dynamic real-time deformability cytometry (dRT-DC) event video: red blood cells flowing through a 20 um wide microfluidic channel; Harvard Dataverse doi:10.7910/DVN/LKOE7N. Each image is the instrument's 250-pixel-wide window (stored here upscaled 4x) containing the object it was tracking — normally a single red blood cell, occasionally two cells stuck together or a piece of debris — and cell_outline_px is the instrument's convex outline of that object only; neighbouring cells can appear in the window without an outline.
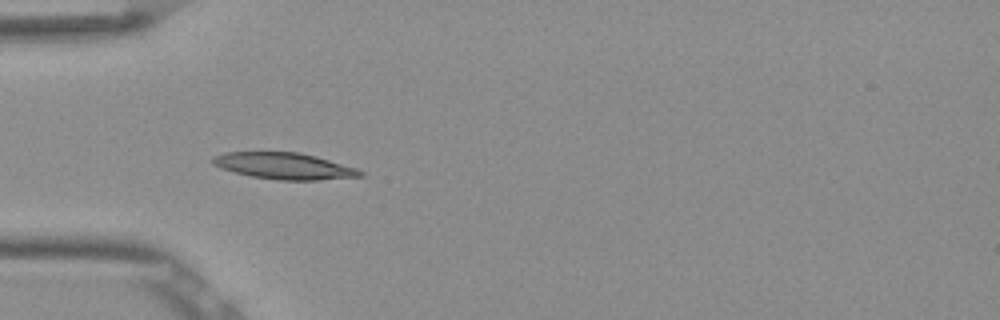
{"species": "Egyptian fruit bat (a non-hibernating species)", "species_latin": "Rousettus aegyptiacus", "temperature_condition": "room temperature", "stored_images_in_passage": 37, "camera_frame_rate_fps": 3000, "um_per_image_px": 0.085, "frame": {"image": 1, "passage_image": 1, "time_ms": 0.0, "image_size_px": [1000, 320], "cell_outline_px": [[364, 176], [316, 180], [276, 180], [252, 176], [236, 172], [212, 164], [212, 156], [224, 152], [300, 152], [316, 156], [356, 168], [364, 172]], "centroid_in_image_um": [24.17, 14.1], "position_along_channel_um": 60.8, "area_um2": 22.6}}
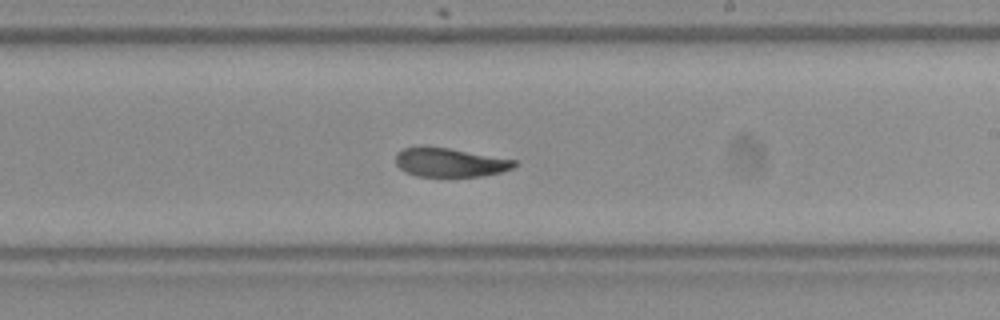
{"frame": {"image": 2, "passage_image": 16, "time_ms": 5.0, "image_size_px": [1000, 320], "cell_outline_px": [[520, 164], [512, 168], [500, 172], [480, 176], [416, 176], [404, 172], [396, 164], [396, 152], [404, 148], [448, 148], [516, 160]], "centroid_in_image_um": [38.26, 13.82], "position_along_channel_um": 250.7, "area_um2": 19.59}}
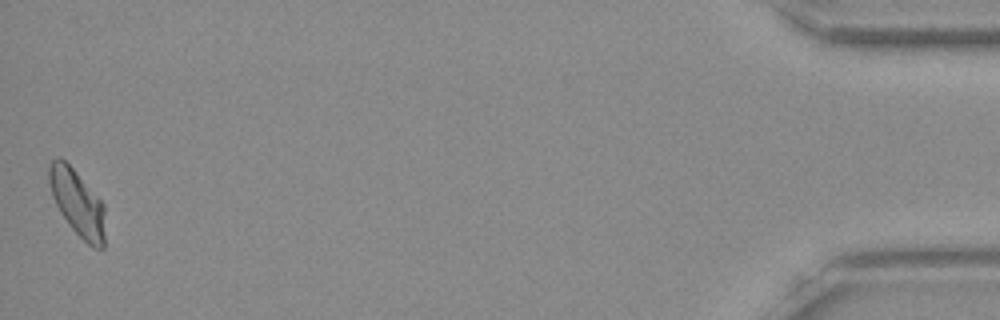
{"frame": {"image": 3, "passage_image": 37, "time_ms": 12.0, "image_size_px": [1000, 320], "cell_outline_px": [[104, 248], [92, 248], [68, 224], [60, 212], [52, 196], [48, 180], [48, 164], [52, 160], [60, 156], [72, 168], [104, 204]], "centroid_in_image_um": [6.55, 17.24], "position_along_channel_um": 428.6, "area_um2": 21.39}, "authors_computed_cell_mechanics": {"area_um2": 21.5016, "velocity_mm_per_s": 3.8494, "shape_relaxation_time_tau1_ms": 7.8347, "shape_relaxation_time_tau2_ms": 1.6481, "deformation_change_tau1": 0.1708, "deformation_change_tau2": 0.0679}}